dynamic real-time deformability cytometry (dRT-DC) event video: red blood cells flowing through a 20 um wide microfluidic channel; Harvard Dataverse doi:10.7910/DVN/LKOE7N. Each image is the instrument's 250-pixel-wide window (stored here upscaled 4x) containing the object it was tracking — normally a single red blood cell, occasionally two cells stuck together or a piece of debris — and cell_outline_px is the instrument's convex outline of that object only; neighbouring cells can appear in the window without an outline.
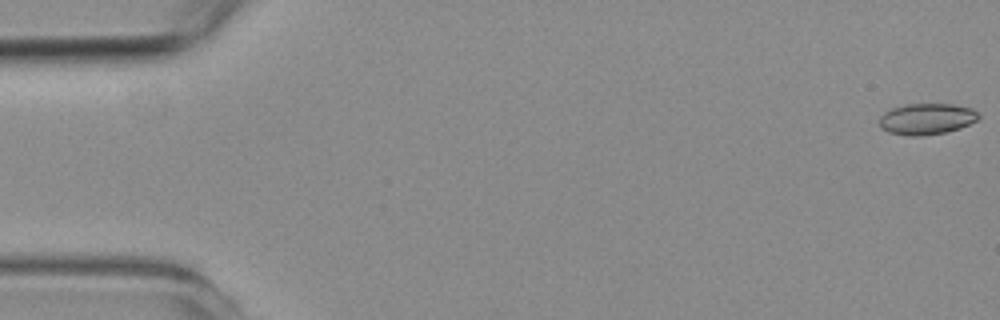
{"species": "common noctule bat (a hibernating species)", "species_latin": "Nyctalus noctula", "temperature_condition": "room temperature", "stored_images_in_passage": 58, "camera_frame_rate_fps": 3000, "um_per_image_px": 0.085, "animal": {"sex": "female", "body_mass_g": 19.3, "forearm_length_mm": 54.1}, "frame": {"image": 1, "passage_image": 1, "time_ms": 0.0, "image_size_px": [1000, 320], "cell_outline_px": [[980, 116], [976, 120], [960, 128], [944, 132], [920, 136], [908, 136], [888, 132], [880, 128], [880, 116], [884, 112], [892, 108], [904, 104], [952, 104], [972, 108]], "centroid_in_image_um": [78.73, 10.1], "position_along_channel_um": 6.3, "area_um2": 17.98}}
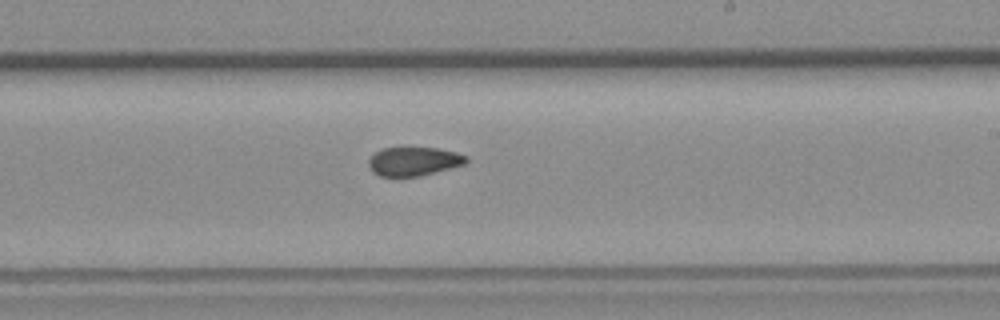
{"frame": {"image": 2, "passage_image": 34, "time_ms": 11.0, "image_size_px": [1000, 320], "cell_outline_px": [[468, 160], [464, 164], [420, 176], [380, 176], [372, 172], [368, 164], [368, 160], [376, 152], [384, 148], [400, 144], [404, 144], [436, 148], [456, 152], [468, 156]], "centroid_in_image_um": [35.14, 13.66], "position_along_channel_um": 253.9, "area_um2": 16.99}}
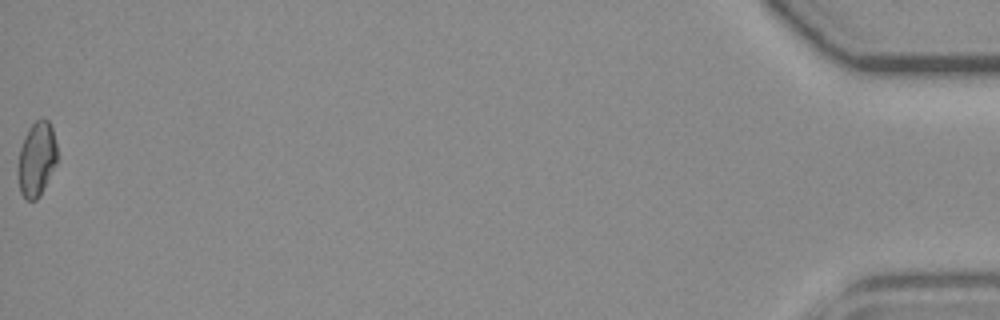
{"frame": {"image": 3, "passage_image": 58, "time_ms": 19.0, "image_size_px": [1000, 320], "cell_outline_px": [[56, 164], [40, 196], [36, 200], [28, 200], [20, 192], [16, 172], [16, 168], [20, 148], [24, 136], [28, 128], [40, 116], [44, 116], [48, 120], [52, 128], [56, 144]], "centroid_in_image_um": [3.08, 13.5], "position_along_channel_um": 432.1, "area_um2": 17.34}, "authors_computed_cell_mechanics": {"area_um2": 17.34, "velocity_mm_per_s": 3.5821, "shape_relaxation_time_tau1_ms": null, "shape_relaxation_time_tau2_ms": 2.8612, "deformation_change_tau1": null, "deformation_change_tau2": 0.068}}